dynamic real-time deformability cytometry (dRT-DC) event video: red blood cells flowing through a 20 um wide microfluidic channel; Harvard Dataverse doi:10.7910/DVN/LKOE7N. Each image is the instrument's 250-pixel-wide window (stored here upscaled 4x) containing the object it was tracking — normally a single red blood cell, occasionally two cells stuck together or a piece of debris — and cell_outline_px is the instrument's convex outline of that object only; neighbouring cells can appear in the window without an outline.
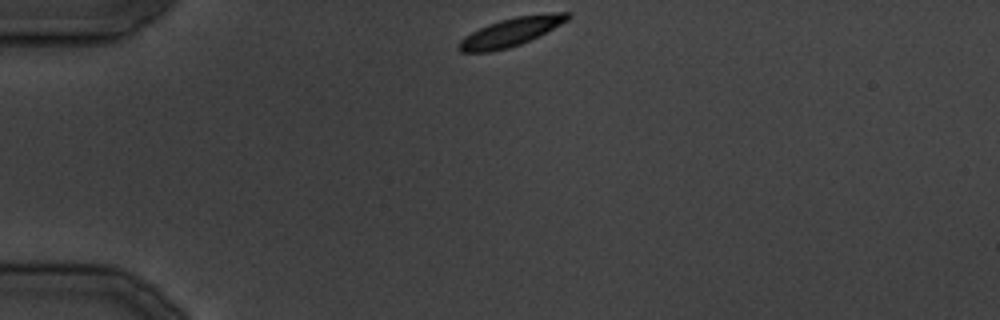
{"species": "common noctule bat (a hibernating species)", "species_latin": "Nyctalus noctula", "temperature_condition": "cold", "stored_images_in_passage": 5, "camera_frame_rate_fps": 3000, "um_per_image_px": 0.085, "animal": {"sex": "male", "body_mass_g": 19.5, "forearm_length_mm": 54.6}, "frame": {"image": 1, "passage_image": 1, "time_ms": 0.0, "image_size_px": [1000, 320], "cell_outline_px": [[572, 16], [568, 20], [520, 44], [508, 48], [488, 52], [460, 52], [456, 48], [456, 44], [464, 36], [488, 24], [500, 20], [516, 16], [556, 12], [568, 12]], "centroid_in_image_um": [43.36, 2.72], "position_along_channel_um": 41.6, "area_um2": 17.8}}